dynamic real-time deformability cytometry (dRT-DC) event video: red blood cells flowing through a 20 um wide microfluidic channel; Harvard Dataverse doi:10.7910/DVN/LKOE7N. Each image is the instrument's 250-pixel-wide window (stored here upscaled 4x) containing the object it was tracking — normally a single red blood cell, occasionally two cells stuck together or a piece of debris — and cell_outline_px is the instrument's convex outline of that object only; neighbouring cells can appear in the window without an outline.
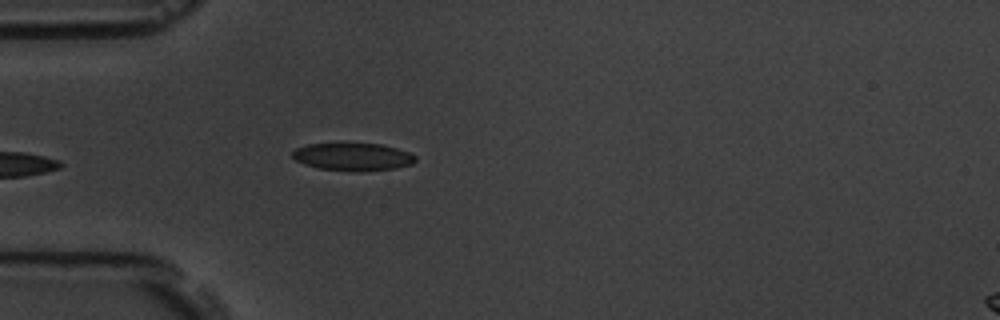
{"species": "common noctule bat (a hibernating species)", "species_latin": "Nyctalus noctula", "temperature_condition": "room temperature", "stored_images_in_passage": 4, "camera_frame_rate_fps": 3000, "um_per_image_px": 0.085, "animal": {"sex": "male", "body_mass_g": 19.5, "forearm_length_mm": 54.6}, "frame": {"image": 1, "passage_image": 4, "time_ms": 4.333, "image_size_px": [1000, 320], "cell_outline_px": [[416, 160], [412, 164], [396, 168], [360, 172], [352, 172], [320, 168], [304, 164], [296, 160], [292, 156], [292, 152], [296, 148], [308, 144], [344, 140], [380, 144], [396, 148], [408, 152], [416, 156]], "centroid_in_image_um": [29.97, 13.28], "position_along_channel_um": 55.0, "area_um2": 20.81}}